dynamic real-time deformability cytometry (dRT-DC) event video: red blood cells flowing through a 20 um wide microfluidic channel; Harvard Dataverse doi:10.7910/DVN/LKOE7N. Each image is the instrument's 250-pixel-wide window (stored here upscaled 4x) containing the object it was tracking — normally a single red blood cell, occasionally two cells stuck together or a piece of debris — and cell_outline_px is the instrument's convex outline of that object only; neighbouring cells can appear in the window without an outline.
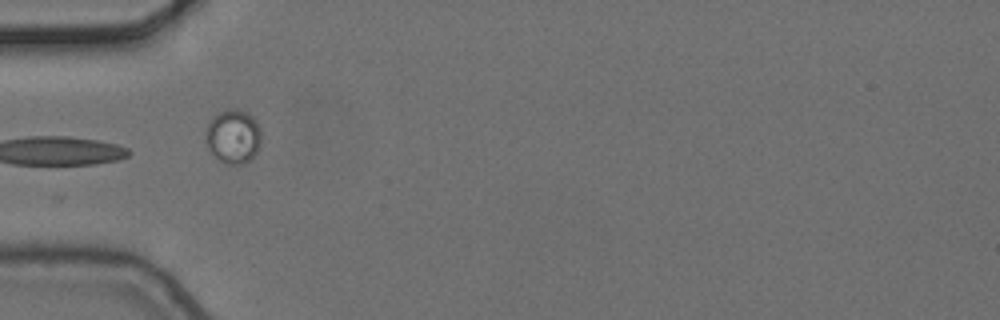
{"species": "common noctule bat (a hibernating species)", "species_latin": "Nyctalus noctula", "temperature_condition": "cold", "stored_images_in_passage": 15, "camera_frame_rate_fps": 3000, "um_per_image_px": 0.085, "animal": {"sex": "female", "body_mass_g": 24.6, "forearm_length_mm": 56.2}, "frame": {"image": 1, "passage_image": 5, "time_ms": 1.333, "image_size_px": [1000, 320], "cell_outline_px": [[260, 148], [256, 156], [244, 164], [224, 164], [212, 152], [204, 136], [204, 128], [212, 116], [216, 112], [228, 108], [240, 108], [252, 116], [256, 120], [260, 128]], "centroid_in_image_um": [19.82, 11.57], "position_along_channel_um": 65.2, "area_um2": 18.03}}
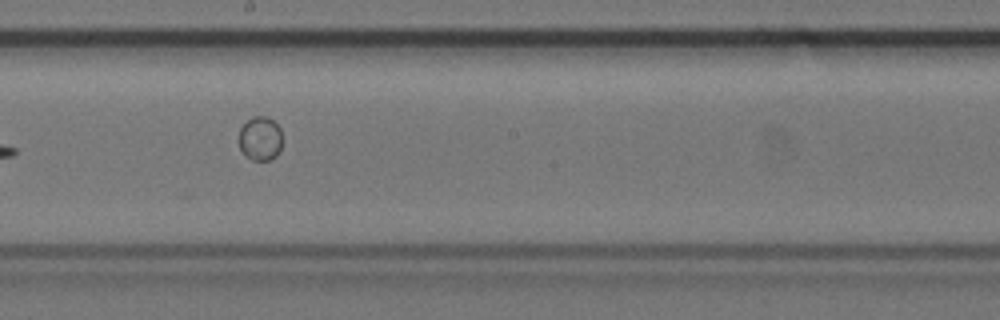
{"frame": {"image": 2, "passage_image": 9, "time_ms": 2.667, "image_size_px": [1000, 320], "cell_outline_px": [[280, 152], [276, 156], [268, 160], [252, 160], [244, 156], [240, 148], [240, 128], [252, 116], [268, 116], [280, 128]], "centroid_in_image_um": [22.11, 11.78], "position_along_channel_um": 226.1, "area_um2": 11.04}}
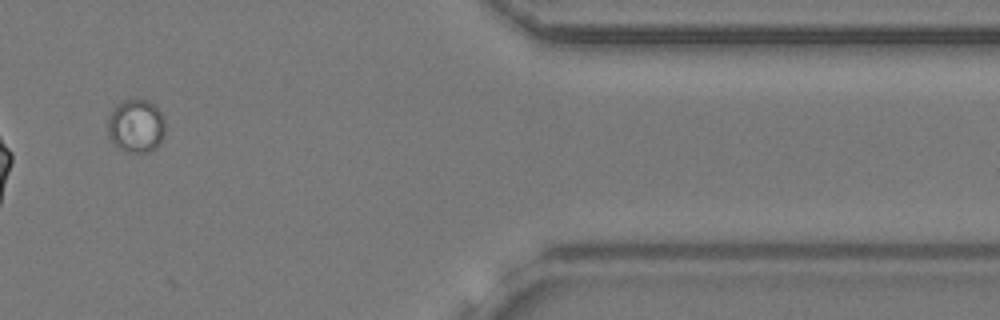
{"frame": {"image": 3, "passage_image": 13, "time_ms": 4.0, "image_size_px": [1000, 320], "cell_outline_px": [[164, 136], [160, 144], [156, 148], [148, 152], [128, 152], [116, 148], [112, 144], [108, 136], [108, 116], [116, 104], [124, 100], [148, 100], [156, 104], [164, 120]], "centroid_in_image_um": [11.55, 10.72], "position_along_channel_um": 399.9, "area_um2": 18.21}}